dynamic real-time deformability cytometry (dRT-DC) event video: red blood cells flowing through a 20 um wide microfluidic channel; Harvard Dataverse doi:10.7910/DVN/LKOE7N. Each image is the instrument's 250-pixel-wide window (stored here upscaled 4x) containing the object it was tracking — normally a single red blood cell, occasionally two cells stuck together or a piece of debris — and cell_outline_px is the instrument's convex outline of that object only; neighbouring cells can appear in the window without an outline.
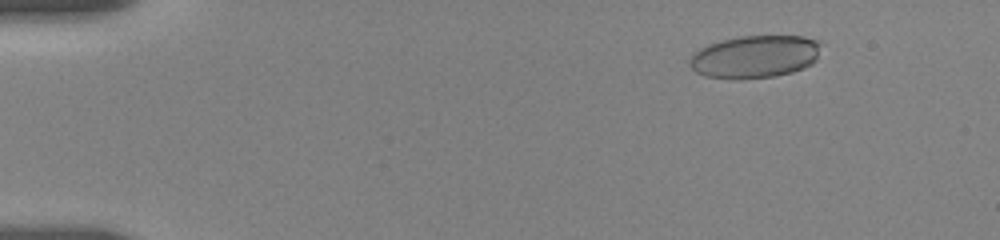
{"species": "human", "species_latin": "Homo sapiens", "temperature_condition": "room temperature", "stored_images_in_passage": 38, "camera_frame_rate_fps": 3000, "um_per_image_px": 0.085, "donor": {"sex": "female"}, "frame": {"image": 1, "passage_image": 5, "time_ms": 2.333, "image_size_px": [1000, 240], "cell_outline_px": [[820, 44], [816, 60], [812, 64], [804, 68], [792, 72], [776, 76], [704, 76], [696, 72], [688, 64], [688, 60], [692, 52], [708, 44], [740, 36], [804, 36], [820, 40]], "centroid_in_image_um": [64.19, 4.77], "position_along_channel_um": 20.8, "area_um2": 32.02}}
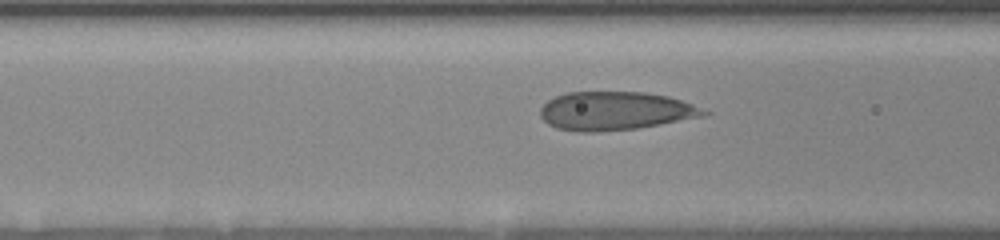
{"frame": {"image": 2, "passage_image": 28, "time_ms": 7.667, "image_size_px": [1000, 240], "cell_outline_px": [[712, 112], [704, 116], [636, 128], [596, 132], [576, 132], [556, 128], [548, 124], [540, 116], [540, 108], [548, 100], [556, 96], [568, 92], [644, 92], [668, 96], [692, 104]], "centroid_in_image_um": [52.27, 9.43], "position_along_channel_um": 114.3, "area_um2": 36.59}}
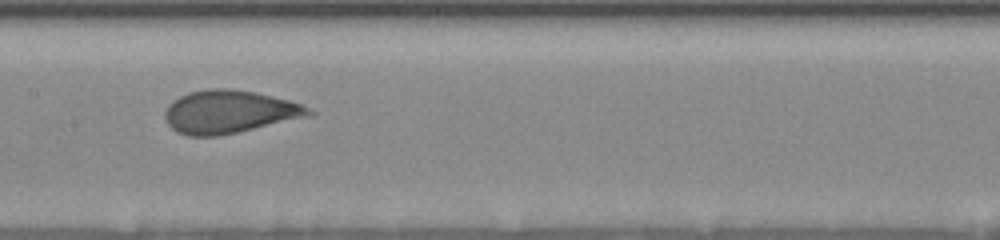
{"frame": {"image": 3, "passage_image": 37, "time_ms": 9.667, "image_size_px": [1000, 240], "cell_outline_px": [[316, 112], [312, 116], [236, 132], [216, 136], [188, 136], [176, 132], [168, 124], [164, 116], [164, 112], [168, 104], [172, 100], [188, 92], [208, 88], [232, 88], [256, 92], [288, 100], [300, 104]], "centroid_in_image_um": [19.47, 9.49], "position_along_channel_um": 187.9, "area_um2": 36.18}}